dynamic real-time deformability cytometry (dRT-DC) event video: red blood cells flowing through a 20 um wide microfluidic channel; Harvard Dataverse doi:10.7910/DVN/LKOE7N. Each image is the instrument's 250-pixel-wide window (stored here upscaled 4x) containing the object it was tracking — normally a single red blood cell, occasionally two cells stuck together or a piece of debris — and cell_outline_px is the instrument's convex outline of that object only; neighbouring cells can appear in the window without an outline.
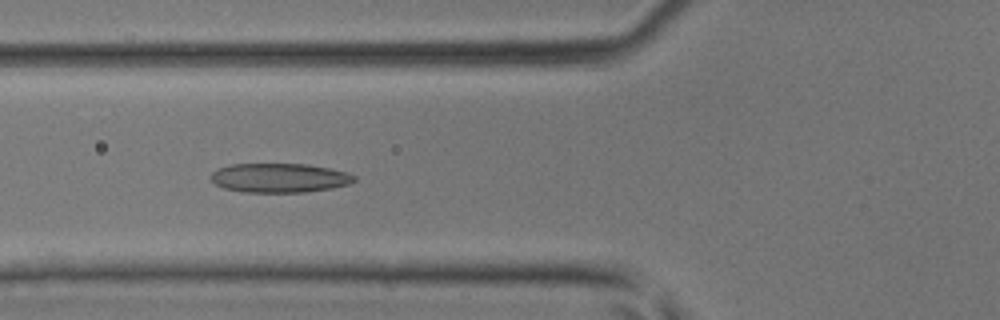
{"species": "common noctule bat (a hibernating species)", "species_latin": "Nyctalus noctula", "temperature_condition": "room temperature", "stored_images_in_passage": 33, "camera_frame_rate_fps": 3000, "um_per_image_px": 0.085, "animal": {"sex": "male", "body_mass_g": 17.9, "forearm_length_mm": 54.2}, "frame": {"image": 1, "passage_image": 5, "time_ms": 1.333, "image_size_px": [1000, 320], "cell_outline_px": [[356, 180], [348, 184], [332, 188], [304, 192], [244, 192], [224, 188], [216, 184], [212, 180], [212, 172], [216, 168], [228, 164], [308, 164], [348, 172], [356, 176]], "centroid_in_image_um": [23.75, 15.11], "position_along_channel_um": 102.0, "area_um2": 24.45}}
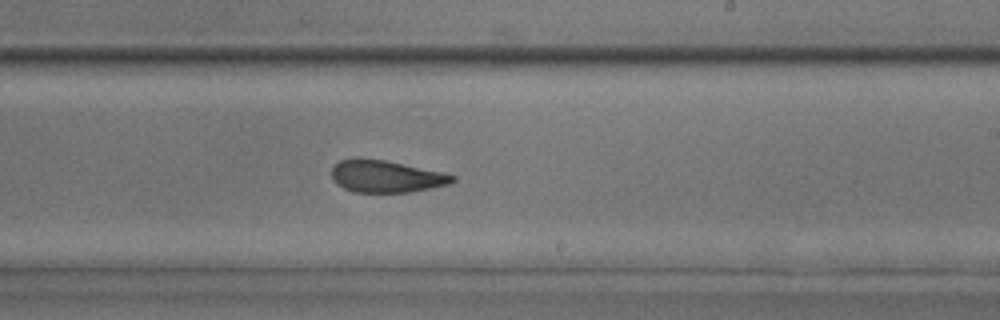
{"frame": {"image": 2, "passage_image": 15, "time_ms": 4.667, "image_size_px": [1000, 320], "cell_outline_px": [[456, 180], [448, 184], [408, 192], [352, 192], [336, 184], [332, 180], [332, 168], [340, 160], [356, 156], [360, 156], [384, 160], [444, 172], [456, 176]], "centroid_in_image_um": [32.76, 14.97], "position_along_channel_um": 256.2, "area_um2": 22.83}}
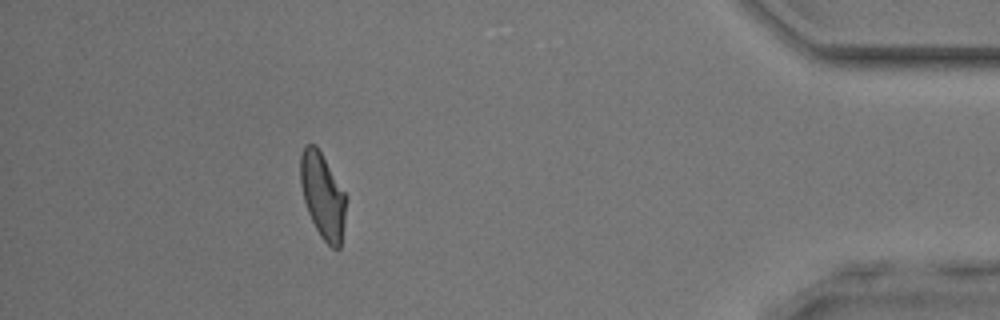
{"frame": {"image": 3, "passage_image": 28, "time_ms": 9.0, "image_size_px": [1000, 320], "cell_outline_px": [[348, 196], [344, 224], [340, 248], [332, 248], [320, 236], [308, 212], [304, 200], [300, 184], [300, 156], [304, 144], [316, 144]], "centroid_in_image_um": [27.44, 16.6], "position_along_channel_um": 407.8, "area_um2": 23.0}}